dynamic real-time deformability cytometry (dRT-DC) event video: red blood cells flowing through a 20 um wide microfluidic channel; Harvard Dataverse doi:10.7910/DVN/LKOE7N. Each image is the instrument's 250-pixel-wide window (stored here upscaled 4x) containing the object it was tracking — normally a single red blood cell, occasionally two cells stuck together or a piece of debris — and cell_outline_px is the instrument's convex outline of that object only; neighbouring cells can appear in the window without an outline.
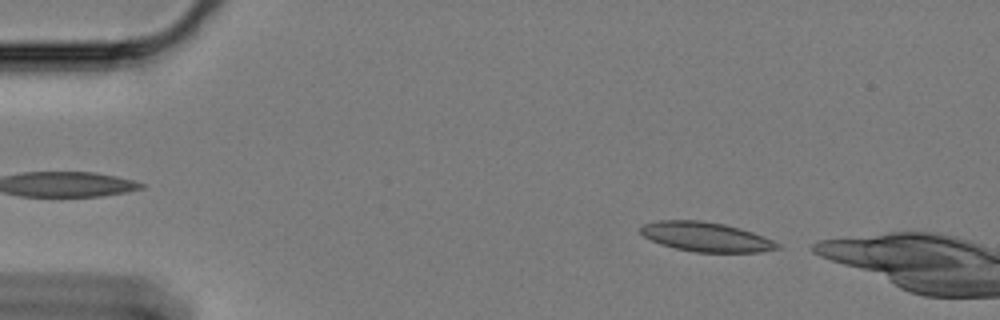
{"species": "Egyptian fruit bat (a non-hibernating species)", "species_latin": "Rousettus aegyptiacus", "temperature_condition": "cold", "stored_images_in_passage": 9, "camera_frame_rate_fps": 3000, "um_per_image_px": 0.085, "animal": {"sex": "female"}, "frame": {"image": 1, "passage_image": 2, "time_ms": 0.333, "image_size_px": [1000, 320], "cell_outline_px": [[780, 248], [760, 252], [696, 252], [676, 248], [660, 244], [644, 236], [640, 232], [640, 228], [644, 224], [656, 220], [700, 220], [724, 224], [740, 228], [764, 236], [780, 244]], "centroid_in_image_um": [60.01, 20.13], "position_along_channel_um": 25.0, "area_um2": 23.41}}